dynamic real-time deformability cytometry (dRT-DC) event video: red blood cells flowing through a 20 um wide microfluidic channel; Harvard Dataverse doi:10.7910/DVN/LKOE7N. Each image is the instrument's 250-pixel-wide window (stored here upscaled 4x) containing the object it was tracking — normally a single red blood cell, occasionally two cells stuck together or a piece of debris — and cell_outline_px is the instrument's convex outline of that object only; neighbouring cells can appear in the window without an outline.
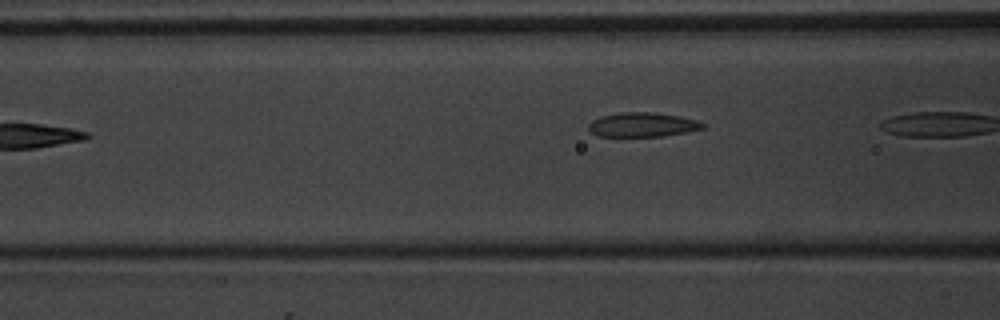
{"species": "common noctule bat (a hibernating species)", "species_latin": "Nyctalus noctula", "temperature_condition": "warm", "stored_images_in_passage": 6, "camera_frame_rate_fps": 3000, "um_per_image_px": 0.085, "animal": {"sex": "male", "body_mass_g": 20.1, "forearm_length_mm": 53.5}, "frame": {"image": 1, "passage_image": 6, "time_ms": 6.667, "image_size_px": [1000, 320], "cell_outline_px": [[704, 128], [684, 132], [660, 136], [596, 136], [588, 132], [588, 124], [592, 120], [600, 116], [620, 112], [652, 112], [680, 116], [696, 120], [704, 124]], "centroid_in_image_um": [54.53, 10.59], "position_along_channel_um": 112.1, "area_um2": 16.18}}